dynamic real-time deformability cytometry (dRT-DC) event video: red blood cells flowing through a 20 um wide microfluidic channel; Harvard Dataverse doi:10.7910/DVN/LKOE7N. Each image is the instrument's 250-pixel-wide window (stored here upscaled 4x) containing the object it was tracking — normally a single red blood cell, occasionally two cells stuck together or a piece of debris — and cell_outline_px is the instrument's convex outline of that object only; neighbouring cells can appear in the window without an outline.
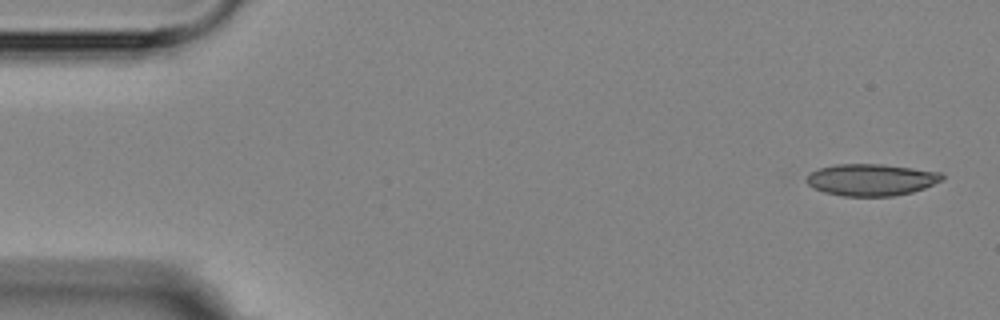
{"species": "Egyptian fruit bat (a non-hibernating species)", "species_latin": "Rousettus aegyptiacus", "temperature_condition": "room temperature", "stored_images_in_passage": 5, "camera_frame_rate_fps": 3000, "um_per_image_px": 0.085, "animal": {"sex": "female"}, "frame": {"image": 1, "passage_image": 1, "time_ms": 0.0, "image_size_px": [1000, 320], "cell_outline_px": [[944, 180], [924, 188], [912, 192], [892, 196], [844, 196], [824, 192], [812, 188], [804, 180], [808, 172], [816, 168], [836, 164], [884, 164], [944, 172]], "centroid_in_image_um": [74.04, 15.27], "position_along_channel_um": 11.0, "area_um2": 25.61}}